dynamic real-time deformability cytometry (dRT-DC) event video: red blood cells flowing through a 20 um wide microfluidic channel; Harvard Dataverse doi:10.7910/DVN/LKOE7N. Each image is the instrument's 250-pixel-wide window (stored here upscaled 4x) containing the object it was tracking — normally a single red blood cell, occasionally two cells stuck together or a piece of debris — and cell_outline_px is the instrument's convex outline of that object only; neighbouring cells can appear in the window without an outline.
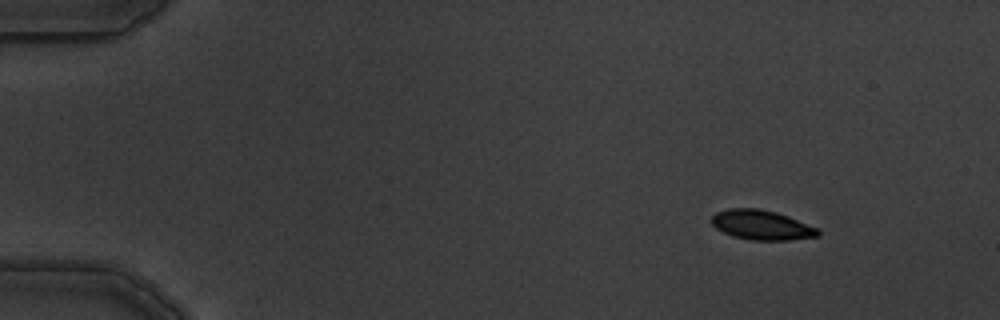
{"species": "common noctule bat (a hibernating species)", "species_latin": "Nyctalus noctula", "temperature_condition": "warm", "stored_images_in_passage": 6, "camera_frame_rate_fps": 3000, "um_per_image_px": 0.085, "animal": {"sex": "male", "body_mass_g": 19.5, "forearm_length_mm": 54.6}, "frame": {"image": 1, "passage_image": 1, "time_ms": 0.0, "image_size_px": [1000, 320], "cell_outline_px": [[820, 236], [788, 240], [752, 240], [732, 236], [716, 228], [708, 220], [716, 212], [728, 208], [760, 208], [776, 212], [788, 216], [820, 228]], "centroid_in_image_um": [64.74, 19.12], "position_along_channel_um": 20.3, "area_um2": 18.67}}
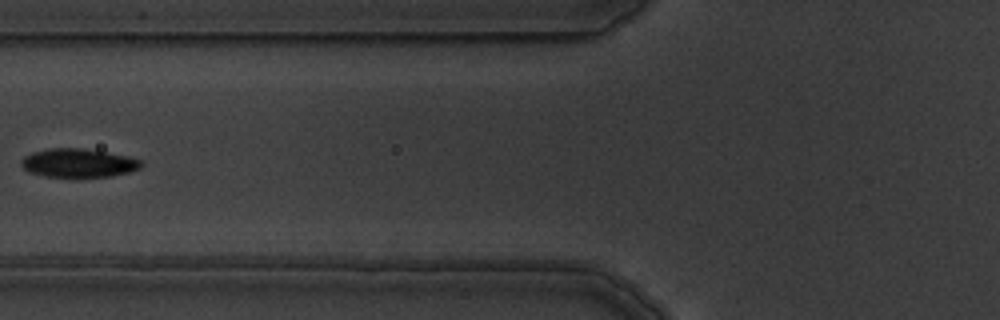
{"frame": {"image": 2, "passage_image": 5, "time_ms": 5.333, "image_size_px": [1000, 320], "cell_outline_px": [[144, 164], [140, 168], [128, 172], [112, 176], [76, 180], [72, 180], [48, 176], [32, 172], [24, 168], [20, 164], [24, 156], [32, 152], [48, 148], [84, 148], [128, 156], [140, 160]], "centroid_in_image_um": [6.68, 13.89], "position_along_channel_um": 119.1, "area_um2": 20.69}}
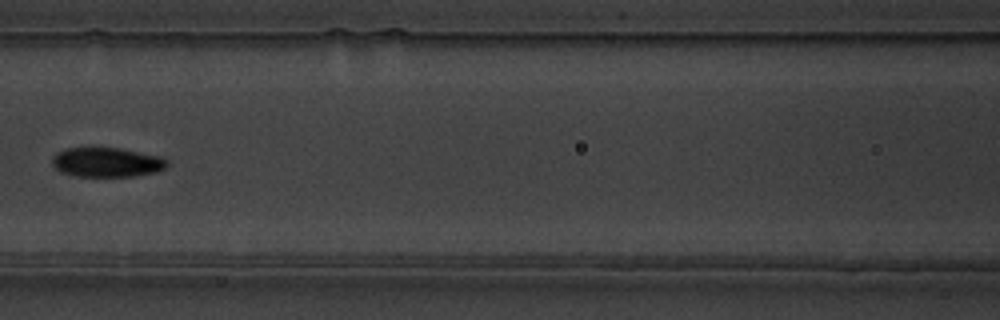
{"frame": {"image": 3, "passage_image": 6, "time_ms": 6.333, "image_size_px": [1000, 320], "cell_outline_px": [[168, 164], [164, 168], [156, 172], [132, 176], [76, 176], [60, 172], [52, 164], [52, 156], [56, 152], [64, 148], [88, 144], [120, 148], [160, 156], [168, 160]], "centroid_in_image_um": [9.0, 13.73], "position_along_channel_um": 157.6, "area_um2": 20.58}}